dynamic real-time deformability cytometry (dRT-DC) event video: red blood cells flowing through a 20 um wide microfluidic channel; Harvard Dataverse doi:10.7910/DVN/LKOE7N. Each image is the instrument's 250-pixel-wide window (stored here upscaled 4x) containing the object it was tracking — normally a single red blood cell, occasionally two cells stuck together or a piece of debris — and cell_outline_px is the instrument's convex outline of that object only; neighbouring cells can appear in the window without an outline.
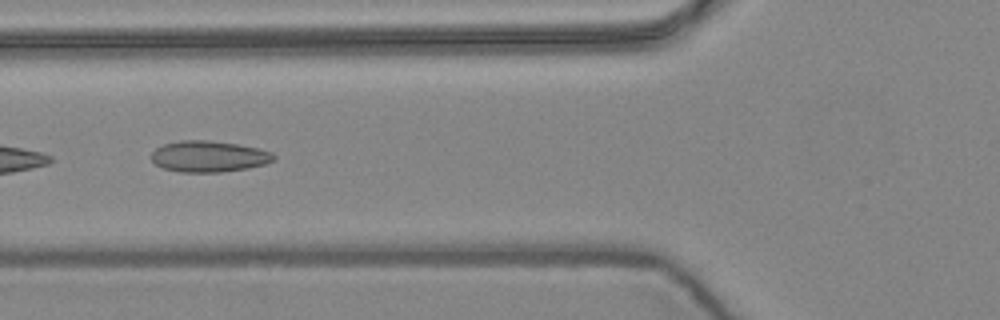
{"species": "common noctule bat (a hibernating species)", "species_latin": "Nyctalus noctula", "temperature_condition": "warm", "stored_images_in_passage": 14, "camera_frame_rate_fps": 3000, "um_per_image_px": 0.085, "animal": {"sex": "female", "body_mass_g": 24.6, "forearm_length_mm": 56.2}, "frame": {"image": 1, "passage_image": 6, "time_ms": 1.667, "image_size_px": [1000, 320], "cell_outline_px": [[276, 160], [264, 164], [248, 168], [220, 172], [180, 172], [164, 168], [156, 164], [152, 160], [152, 152], [156, 148], [164, 144], [180, 140], [208, 140], [236, 144], [256, 148], [272, 152], [276, 156]], "centroid_in_image_um": [17.76, 13.29], "position_along_channel_um": 108.0, "area_um2": 22.14}}
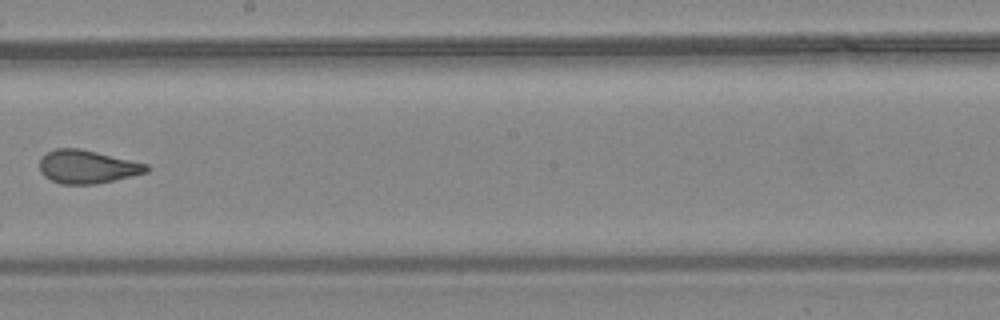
{"frame": {"image": 2, "passage_image": 9, "time_ms": 2.667, "image_size_px": [1000, 320], "cell_outline_px": [[152, 168], [148, 172], [132, 176], [96, 184], [60, 184], [44, 176], [40, 172], [40, 156], [56, 148], [80, 148], [148, 164]], "centroid_in_image_um": [7.42, 14.17], "position_along_channel_um": 240.8, "area_um2": 20.87}}
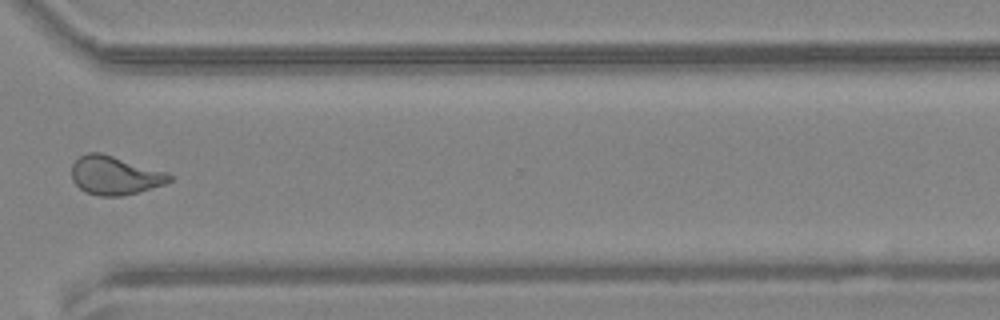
{"frame": {"image": 3, "passage_image": 12, "time_ms": 3.667, "image_size_px": [1000, 320], "cell_outline_px": [[172, 180], [164, 184], [136, 192], [120, 196], [100, 196], [84, 192], [72, 180], [72, 164], [80, 156], [88, 152], [100, 152], [168, 172], [172, 176]], "centroid_in_image_um": [9.75, 14.9], "position_along_channel_um": 360.9, "area_um2": 21.91}}